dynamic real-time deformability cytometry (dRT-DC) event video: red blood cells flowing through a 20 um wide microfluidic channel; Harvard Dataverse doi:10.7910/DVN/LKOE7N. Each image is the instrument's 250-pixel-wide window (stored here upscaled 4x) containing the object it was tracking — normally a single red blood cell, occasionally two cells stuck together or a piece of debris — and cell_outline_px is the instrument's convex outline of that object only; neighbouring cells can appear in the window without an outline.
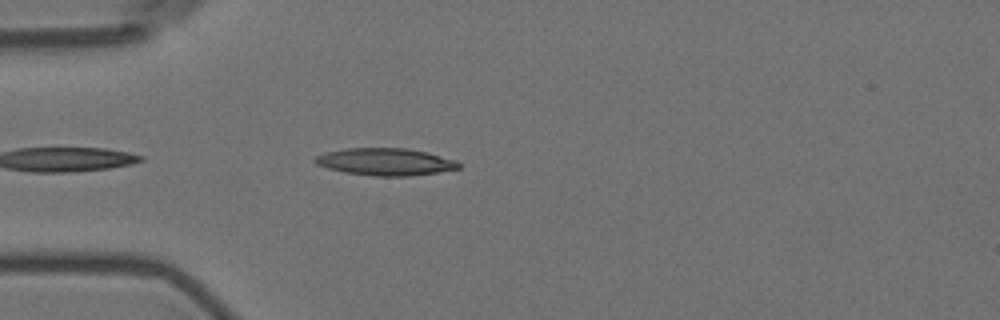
{"species": "Egyptian fruit bat (a non-hibernating species)", "species_latin": "Rousettus aegyptiacus", "temperature_condition": "room temperature", "stored_images_in_passage": 4, "camera_frame_rate_fps": 3000, "um_per_image_px": 0.085, "animal": {"sex": "female"}, "frame": {"image": 1, "passage_image": 4, "time_ms": 4.333, "image_size_px": [1000, 320], "cell_outline_px": [[460, 168], [440, 172], [412, 176], [372, 176], [344, 172], [328, 168], [316, 164], [312, 160], [316, 156], [324, 152], [344, 148], [404, 148], [428, 152], [456, 160], [460, 164]], "centroid_in_image_um": [32.75, 13.75], "position_along_channel_um": 52.3, "area_um2": 23.0}}